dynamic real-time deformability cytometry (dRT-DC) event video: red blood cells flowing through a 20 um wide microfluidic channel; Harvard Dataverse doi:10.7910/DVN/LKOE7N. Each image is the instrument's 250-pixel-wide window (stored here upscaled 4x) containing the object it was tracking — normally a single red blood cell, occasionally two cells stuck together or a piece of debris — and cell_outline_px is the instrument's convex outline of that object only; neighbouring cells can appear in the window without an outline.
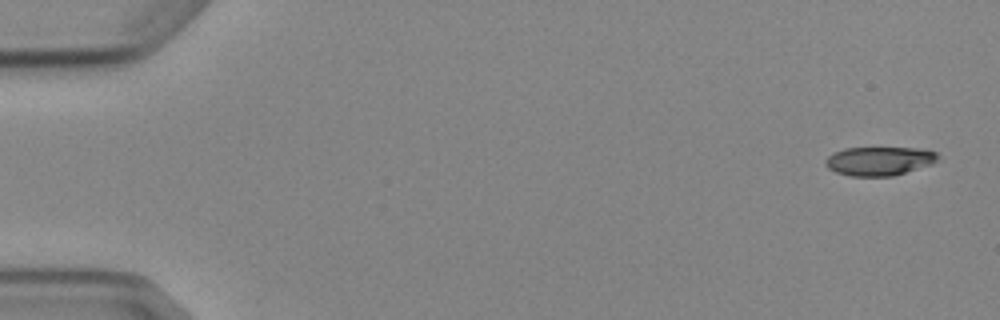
{"species": "Egyptian fruit bat (a non-hibernating species)", "species_latin": "Rousettus aegyptiacus", "temperature_condition": "cold", "stored_images_in_passage": 5, "camera_frame_rate_fps": 3000, "um_per_image_px": 0.085, "animal": {"sex": "female"}, "frame": {"image": 1, "passage_image": 1, "time_ms": 0.0, "image_size_px": [1000, 320], "cell_outline_px": [[940, 156], [932, 164], [892, 176], [852, 176], [836, 172], [828, 168], [824, 164], [824, 160], [828, 156], [844, 148], [920, 148], [936, 152]], "centroid_in_image_um": [74.73, 13.68], "position_along_channel_um": 10.3, "area_um2": 18.79}}
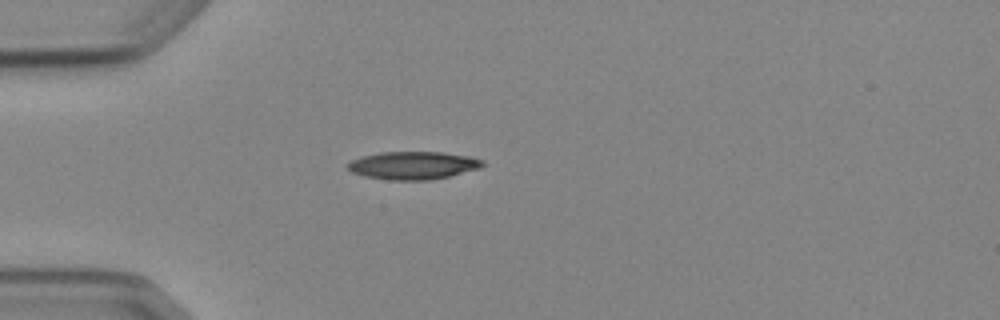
{"frame": {"image": 2, "passage_image": 4, "time_ms": 4.333, "image_size_px": [1000, 320], "cell_outline_px": [[484, 164], [480, 168], [448, 176], [428, 180], [388, 180], [364, 176], [352, 172], [348, 168], [348, 164], [352, 160], [360, 156], [380, 152], [444, 152], [468, 156], [484, 160]], "centroid_in_image_um": [35.1, 14.05], "position_along_channel_um": 49.9, "area_um2": 21.85}}